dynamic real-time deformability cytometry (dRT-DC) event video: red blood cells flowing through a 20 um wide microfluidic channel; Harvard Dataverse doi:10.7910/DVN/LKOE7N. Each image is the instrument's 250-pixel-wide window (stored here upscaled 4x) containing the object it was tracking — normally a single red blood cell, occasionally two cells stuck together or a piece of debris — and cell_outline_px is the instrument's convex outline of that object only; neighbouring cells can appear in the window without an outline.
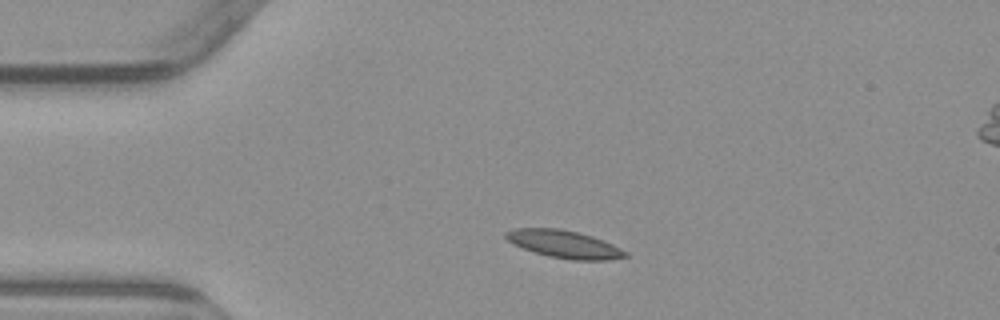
{"species": "common noctule bat (a hibernating species)", "species_latin": "Nyctalus noctula", "temperature_condition": "warm", "stored_images_in_passage": 3, "camera_frame_rate_fps": 3000, "um_per_image_px": 0.085, "animal": {"sex": "male", "body_mass_g": 23.1, "forearm_length_mm": 52.7}, "frame": {"image": 1, "passage_image": 1, "time_ms": 0.0, "image_size_px": [1000, 320], "cell_outline_px": [[628, 256], [608, 260], [572, 260], [548, 256], [512, 244], [504, 236], [504, 232], [512, 228], [560, 228], [592, 236], [612, 244], [628, 252]], "centroid_in_image_um": [47.93, 20.75], "position_along_channel_um": 37.1, "area_um2": 19.19}}